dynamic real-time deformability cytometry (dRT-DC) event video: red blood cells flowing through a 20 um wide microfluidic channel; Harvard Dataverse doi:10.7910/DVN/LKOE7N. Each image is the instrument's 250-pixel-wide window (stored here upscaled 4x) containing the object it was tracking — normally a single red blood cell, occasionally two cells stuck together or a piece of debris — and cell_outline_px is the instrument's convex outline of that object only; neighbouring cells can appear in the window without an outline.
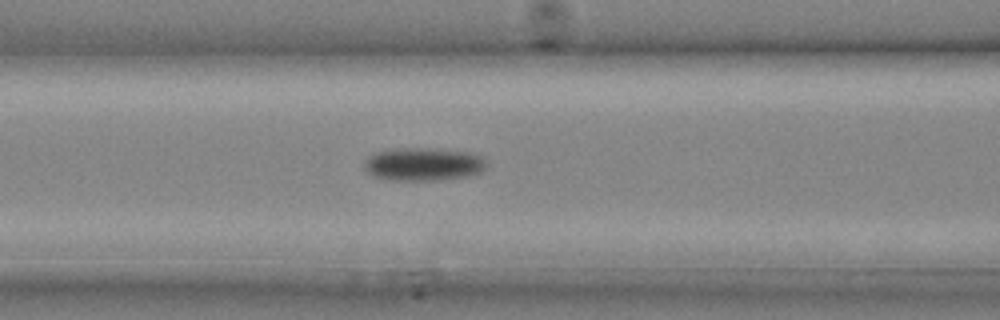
{"species": "common noctule bat (a hibernating species)", "species_latin": "Nyctalus noctula", "temperature_condition": "cold", "stored_images_in_passage": 13, "camera_frame_rate_fps": 3000, "um_per_image_px": 0.085, "animal": {"sex": "male", "body_mass_g": 20.4}, "frame": {"image": 1, "passage_image": 11, "time_ms": 3.333, "image_size_px": [1000, 320], "cell_outline_px": [[488, 168], [472, 176], [436, 180], [392, 180], [376, 176], [368, 172], [364, 168], [364, 160], [368, 156], [376, 152], [396, 148], [428, 148], [472, 152], [484, 156], [488, 160]], "centroid_in_image_um": [36.07, 13.95], "position_along_channel_um": 130.5, "area_um2": 23.99}}
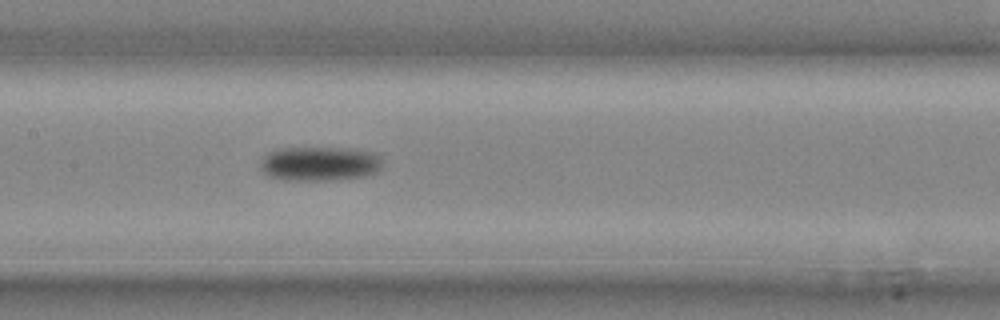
{"frame": {"image": 2, "passage_image": 13, "time_ms": 4.0, "image_size_px": [1000, 320], "cell_outline_px": [[380, 168], [376, 172], [364, 176], [312, 180], [272, 176], [264, 172], [260, 164], [264, 156], [268, 152], [280, 148], [356, 148], [376, 152], [380, 156]], "centroid_in_image_um": [27.23, 13.86], "position_along_channel_um": 180.2, "area_um2": 23.76}}